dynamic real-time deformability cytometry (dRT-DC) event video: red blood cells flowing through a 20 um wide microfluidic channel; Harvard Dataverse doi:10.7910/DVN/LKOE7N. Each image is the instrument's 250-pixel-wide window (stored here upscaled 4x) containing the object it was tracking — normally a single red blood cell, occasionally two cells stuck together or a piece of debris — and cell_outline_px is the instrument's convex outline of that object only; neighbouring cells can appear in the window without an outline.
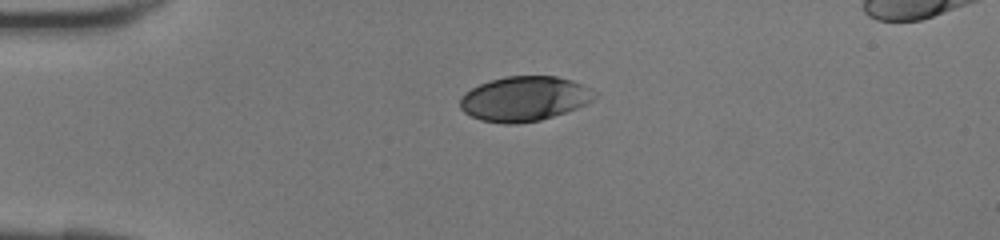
{"species": "human", "species_latin": "Homo sapiens", "temperature_condition": "room temperature", "stored_images_in_passage": 33, "camera_frame_rate_fps": 3000, "um_per_image_px": 0.085, "donor": {"sex": "female"}, "frame": {"image": 1, "passage_image": 1, "time_ms": 0.0, "image_size_px": [1000, 240], "cell_outline_px": [[596, 96], [592, 100], [576, 108], [540, 120], [516, 124], [504, 124], [480, 120], [464, 112], [460, 108], [460, 96], [464, 92], [480, 84], [504, 76], [556, 76], [572, 80], [596, 92]], "centroid_in_image_um": [44.53, 8.39], "position_along_channel_um": 40.5, "area_um2": 34.91}}
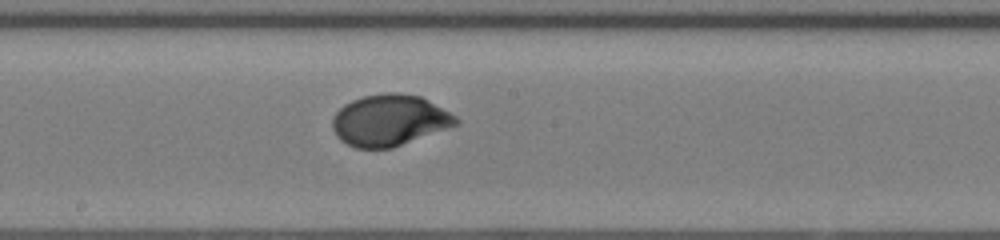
{"frame": {"image": 2, "passage_image": 14, "time_ms": 4.333, "image_size_px": [1000, 240], "cell_outline_px": [[460, 124], [392, 148], [356, 148], [340, 140], [336, 136], [332, 128], [332, 116], [344, 104], [352, 100], [364, 96], [388, 92], [400, 92], [420, 96], [456, 116], [460, 120]], "centroid_in_image_um": [33.09, 10.22], "position_along_channel_um": 215.1, "area_um2": 36.99}}
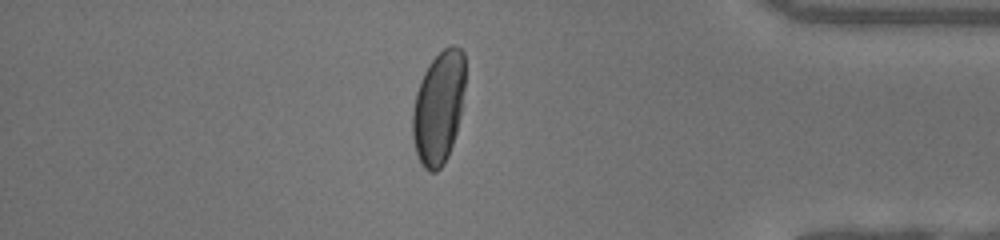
{"frame": {"image": 3, "passage_image": 27, "time_ms": 8.667, "image_size_px": [1000, 240], "cell_outline_px": [[464, 88], [460, 116], [456, 132], [448, 156], [444, 164], [436, 172], [428, 172], [420, 164], [416, 156], [412, 136], [412, 112], [416, 92], [420, 80], [424, 72], [432, 60], [444, 48], [452, 44], [456, 44], [464, 52]], "centroid_in_image_um": [37.26, 9.17], "position_along_channel_um": 397.9, "area_um2": 34.85}}